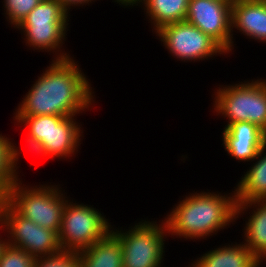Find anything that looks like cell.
<instances>
[{"instance_id":"obj_23","label":"cell","mask_w":266,"mask_h":267,"mask_svg":"<svg viewBox=\"0 0 266 267\" xmlns=\"http://www.w3.org/2000/svg\"><path fill=\"white\" fill-rule=\"evenodd\" d=\"M35 259L24 250L7 245L0 256V267H34Z\"/></svg>"},{"instance_id":"obj_4","label":"cell","mask_w":266,"mask_h":267,"mask_svg":"<svg viewBox=\"0 0 266 267\" xmlns=\"http://www.w3.org/2000/svg\"><path fill=\"white\" fill-rule=\"evenodd\" d=\"M61 191L57 185L25 187L18 180L4 199L24 218L59 233L63 210L68 201Z\"/></svg>"},{"instance_id":"obj_25","label":"cell","mask_w":266,"mask_h":267,"mask_svg":"<svg viewBox=\"0 0 266 267\" xmlns=\"http://www.w3.org/2000/svg\"><path fill=\"white\" fill-rule=\"evenodd\" d=\"M141 0H115V2L119 3V5L123 6H133L134 4L138 6Z\"/></svg>"},{"instance_id":"obj_7","label":"cell","mask_w":266,"mask_h":267,"mask_svg":"<svg viewBox=\"0 0 266 267\" xmlns=\"http://www.w3.org/2000/svg\"><path fill=\"white\" fill-rule=\"evenodd\" d=\"M9 233L7 245L24 250L34 258L62 251L59 233L43 228L20 215L5 199H0V228Z\"/></svg>"},{"instance_id":"obj_2","label":"cell","mask_w":266,"mask_h":267,"mask_svg":"<svg viewBox=\"0 0 266 267\" xmlns=\"http://www.w3.org/2000/svg\"><path fill=\"white\" fill-rule=\"evenodd\" d=\"M202 192V193H201ZM195 193L171 210L165 217L168 234L185 239L206 238L218 230L226 228L236 220V196L215 192ZM213 233V234H212Z\"/></svg>"},{"instance_id":"obj_10","label":"cell","mask_w":266,"mask_h":267,"mask_svg":"<svg viewBox=\"0 0 266 267\" xmlns=\"http://www.w3.org/2000/svg\"><path fill=\"white\" fill-rule=\"evenodd\" d=\"M232 5L220 0H189L185 21L214 39L228 54L232 52Z\"/></svg>"},{"instance_id":"obj_11","label":"cell","mask_w":266,"mask_h":267,"mask_svg":"<svg viewBox=\"0 0 266 267\" xmlns=\"http://www.w3.org/2000/svg\"><path fill=\"white\" fill-rule=\"evenodd\" d=\"M74 116L49 115L48 141H41L34 149L49 158H66L77 152L83 131Z\"/></svg>"},{"instance_id":"obj_12","label":"cell","mask_w":266,"mask_h":267,"mask_svg":"<svg viewBox=\"0 0 266 267\" xmlns=\"http://www.w3.org/2000/svg\"><path fill=\"white\" fill-rule=\"evenodd\" d=\"M225 151L241 161H255L266 145V132L248 121L230 123L222 131Z\"/></svg>"},{"instance_id":"obj_26","label":"cell","mask_w":266,"mask_h":267,"mask_svg":"<svg viewBox=\"0 0 266 267\" xmlns=\"http://www.w3.org/2000/svg\"><path fill=\"white\" fill-rule=\"evenodd\" d=\"M4 240V241H3ZM7 246V239H2L1 240V237H0V256H1V253L3 251V249Z\"/></svg>"},{"instance_id":"obj_19","label":"cell","mask_w":266,"mask_h":267,"mask_svg":"<svg viewBox=\"0 0 266 267\" xmlns=\"http://www.w3.org/2000/svg\"><path fill=\"white\" fill-rule=\"evenodd\" d=\"M19 152L9 138L0 134V199H4L10 188L20 180L16 171Z\"/></svg>"},{"instance_id":"obj_13","label":"cell","mask_w":266,"mask_h":267,"mask_svg":"<svg viewBox=\"0 0 266 267\" xmlns=\"http://www.w3.org/2000/svg\"><path fill=\"white\" fill-rule=\"evenodd\" d=\"M231 27L250 39L266 43V3L258 0H236L232 4Z\"/></svg>"},{"instance_id":"obj_24","label":"cell","mask_w":266,"mask_h":267,"mask_svg":"<svg viewBox=\"0 0 266 267\" xmlns=\"http://www.w3.org/2000/svg\"><path fill=\"white\" fill-rule=\"evenodd\" d=\"M64 9L69 13L70 8H72V6H80V5H84V4H89L94 0H59Z\"/></svg>"},{"instance_id":"obj_15","label":"cell","mask_w":266,"mask_h":267,"mask_svg":"<svg viewBox=\"0 0 266 267\" xmlns=\"http://www.w3.org/2000/svg\"><path fill=\"white\" fill-rule=\"evenodd\" d=\"M80 267H123L119 238L110 230L90 247L77 252Z\"/></svg>"},{"instance_id":"obj_21","label":"cell","mask_w":266,"mask_h":267,"mask_svg":"<svg viewBox=\"0 0 266 267\" xmlns=\"http://www.w3.org/2000/svg\"><path fill=\"white\" fill-rule=\"evenodd\" d=\"M42 0H4L7 21L17 27Z\"/></svg>"},{"instance_id":"obj_3","label":"cell","mask_w":266,"mask_h":267,"mask_svg":"<svg viewBox=\"0 0 266 267\" xmlns=\"http://www.w3.org/2000/svg\"><path fill=\"white\" fill-rule=\"evenodd\" d=\"M68 14L59 0H42L16 28L23 31L29 47L40 51H58L60 53L55 55V60L67 59L71 56L59 49L66 39Z\"/></svg>"},{"instance_id":"obj_1","label":"cell","mask_w":266,"mask_h":267,"mask_svg":"<svg viewBox=\"0 0 266 267\" xmlns=\"http://www.w3.org/2000/svg\"><path fill=\"white\" fill-rule=\"evenodd\" d=\"M47 68L24 96L15 116L68 117L90 109L94 91L75 60H52Z\"/></svg>"},{"instance_id":"obj_14","label":"cell","mask_w":266,"mask_h":267,"mask_svg":"<svg viewBox=\"0 0 266 267\" xmlns=\"http://www.w3.org/2000/svg\"><path fill=\"white\" fill-rule=\"evenodd\" d=\"M254 206V207H252ZM248 207L253 208L252 215L245 223L244 236L242 242L251 253L258 259L266 258V199H257L247 202H237L236 218L246 212ZM254 208L256 210H254Z\"/></svg>"},{"instance_id":"obj_6","label":"cell","mask_w":266,"mask_h":267,"mask_svg":"<svg viewBox=\"0 0 266 267\" xmlns=\"http://www.w3.org/2000/svg\"><path fill=\"white\" fill-rule=\"evenodd\" d=\"M142 221L125 232L111 227L121 242L123 267H161L168 233L166 221Z\"/></svg>"},{"instance_id":"obj_17","label":"cell","mask_w":266,"mask_h":267,"mask_svg":"<svg viewBox=\"0 0 266 267\" xmlns=\"http://www.w3.org/2000/svg\"><path fill=\"white\" fill-rule=\"evenodd\" d=\"M266 145L260 149L256 163L247 170L244 176L234 187L236 201L247 202L257 199H266Z\"/></svg>"},{"instance_id":"obj_20","label":"cell","mask_w":266,"mask_h":267,"mask_svg":"<svg viewBox=\"0 0 266 267\" xmlns=\"http://www.w3.org/2000/svg\"><path fill=\"white\" fill-rule=\"evenodd\" d=\"M16 122L28 126L27 143L33 150L41 141H48L49 115L14 116Z\"/></svg>"},{"instance_id":"obj_22","label":"cell","mask_w":266,"mask_h":267,"mask_svg":"<svg viewBox=\"0 0 266 267\" xmlns=\"http://www.w3.org/2000/svg\"><path fill=\"white\" fill-rule=\"evenodd\" d=\"M34 267H80L77 252L62 250L35 259Z\"/></svg>"},{"instance_id":"obj_27","label":"cell","mask_w":266,"mask_h":267,"mask_svg":"<svg viewBox=\"0 0 266 267\" xmlns=\"http://www.w3.org/2000/svg\"><path fill=\"white\" fill-rule=\"evenodd\" d=\"M220 1H223L225 3H228V4H233L236 0H220Z\"/></svg>"},{"instance_id":"obj_9","label":"cell","mask_w":266,"mask_h":267,"mask_svg":"<svg viewBox=\"0 0 266 267\" xmlns=\"http://www.w3.org/2000/svg\"><path fill=\"white\" fill-rule=\"evenodd\" d=\"M156 36L174 58L181 61H199L227 52L209 35L187 21L162 26Z\"/></svg>"},{"instance_id":"obj_28","label":"cell","mask_w":266,"mask_h":267,"mask_svg":"<svg viewBox=\"0 0 266 267\" xmlns=\"http://www.w3.org/2000/svg\"><path fill=\"white\" fill-rule=\"evenodd\" d=\"M263 260H264V261H266V258H265V259H261V260H259V262H258V263H260V264H261V262H263Z\"/></svg>"},{"instance_id":"obj_18","label":"cell","mask_w":266,"mask_h":267,"mask_svg":"<svg viewBox=\"0 0 266 267\" xmlns=\"http://www.w3.org/2000/svg\"><path fill=\"white\" fill-rule=\"evenodd\" d=\"M156 32L162 26L185 21L189 0H141Z\"/></svg>"},{"instance_id":"obj_16","label":"cell","mask_w":266,"mask_h":267,"mask_svg":"<svg viewBox=\"0 0 266 267\" xmlns=\"http://www.w3.org/2000/svg\"><path fill=\"white\" fill-rule=\"evenodd\" d=\"M228 244L210 250L193 261L195 267H260L259 260L243 244ZM234 245V246H233Z\"/></svg>"},{"instance_id":"obj_5","label":"cell","mask_w":266,"mask_h":267,"mask_svg":"<svg viewBox=\"0 0 266 267\" xmlns=\"http://www.w3.org/2000/svg\"><path fill=\"white\" fill-rule=\"evenodd\" d=\"M241 83V84H240ZM222 86L214 93V110L227 125L248 121L266 132V80L258 79Z\"/></svg>"},{"instance_id":"obj_8","label":"cell","mask_w":266,"mask_h":267,"mask_svg":"<svg viewBox=\"0 0 266 267\" xmlns=\"http://www.w3.org/2000/svg\"><path fill=\"white\" fill-rule=\"evenodd\" d=\"M111 230L108 219L92 206L68 200L62 214L59 241L63 250L79 252Z\"/></svg>"}]
</instances>
